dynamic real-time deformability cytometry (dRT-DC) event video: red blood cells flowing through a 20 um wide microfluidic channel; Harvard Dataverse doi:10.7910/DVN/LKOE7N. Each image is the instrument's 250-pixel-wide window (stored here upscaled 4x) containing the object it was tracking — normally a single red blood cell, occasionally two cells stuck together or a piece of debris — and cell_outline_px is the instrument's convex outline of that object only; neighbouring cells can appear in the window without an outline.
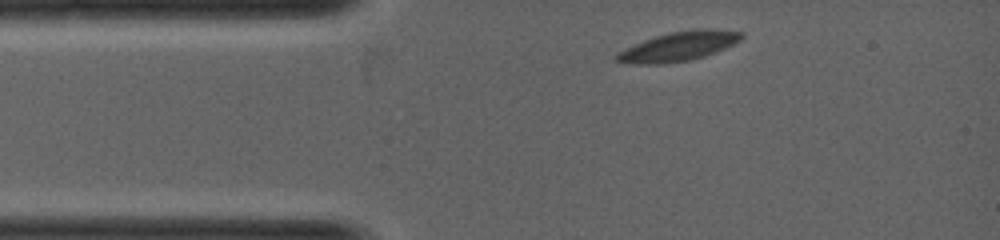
{"species": "common noctule bat (a hibernating species)", "species_latin": "Nyctalus noctula", "temperature_condition": "warm", "stored_images_in_passage": 28, "camera_frame_rate_fps": 5000, "um_per_image_px": 0.085, "animal": {"sex": "female", "body_mass_g": 19.0, "forearm_length_mm": 53.3}, "frame": {"image": 1, "passage_image": 1, "time_ms": 0.0, "image_size_px": [1000, 240], "cell_outline_px": [[744, 36], [740, 40], [724, 48], [704, 56], [688, 60], [664, 64], [624, 64], [616, 60], [612, 56], [616, 52], [624, 48], [644, 40], [668, 32], [692, 28], [712, 28], [744, 32]], "centroid_in_image_um": [57.63, 3.93], "position_along_channel_um": 27.4, "area_um2": 21.68}}
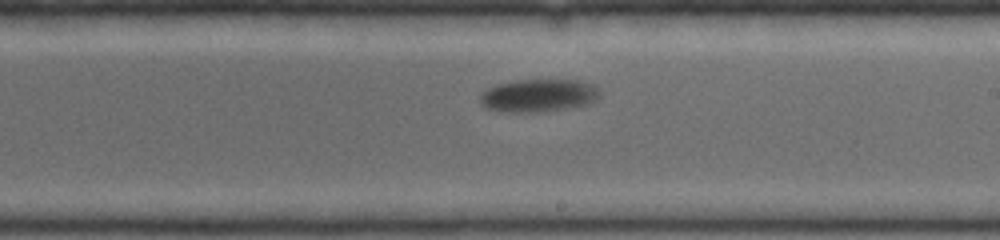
{"frame": {"image": 2, "passage_image": 16, "time_ms": 3.0, "image_size_px": [1000, 240], "cell_outline_px": [[600, 88], [596, 100], [588, 104], [544, 112], [504, 112], [484, 108], [480, 104], [480, 92], [496, 84], [516, 80], [580, 80], [592, 84]], "centroid_in_image_um": [45.73, 8.12], "position_along_channel_um": 243.3, "area_um2": 23.18}}
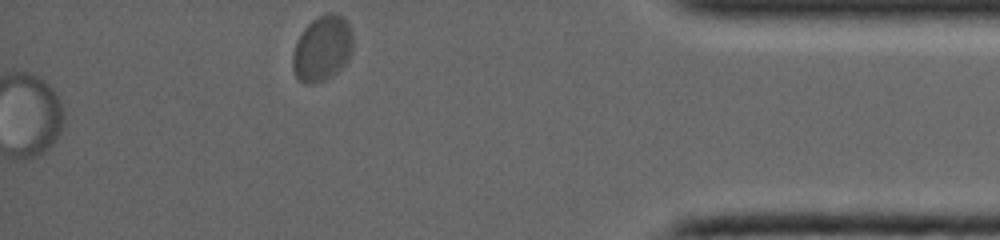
{"frame": {"image": 3, "passage_image": 28, "time_ms": 5.4, "image_size_px": [1000, 240], "cell_outline_px": [[352, 52], [348, 60], [336, 72], [324, 80], [312, 84], [304, 84], [296, 76], [292, 68], [292, 56], [296, 44], [304, 28], [312, 20], [328, 12], [336, 12], [344, 16], [352, 32]], "centroid_in_image_um": [27.4, 4.1], "position_along_channel_um": 407.8, "area_um2": 22.95}}